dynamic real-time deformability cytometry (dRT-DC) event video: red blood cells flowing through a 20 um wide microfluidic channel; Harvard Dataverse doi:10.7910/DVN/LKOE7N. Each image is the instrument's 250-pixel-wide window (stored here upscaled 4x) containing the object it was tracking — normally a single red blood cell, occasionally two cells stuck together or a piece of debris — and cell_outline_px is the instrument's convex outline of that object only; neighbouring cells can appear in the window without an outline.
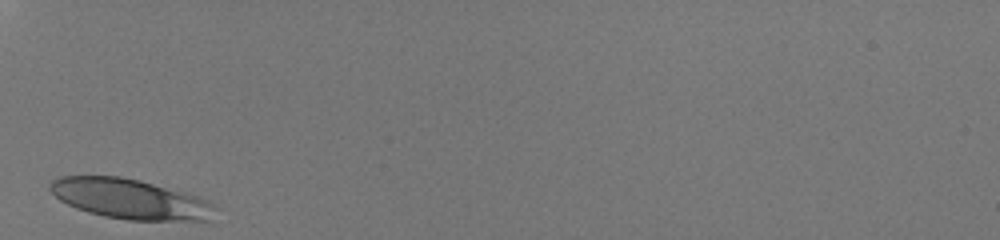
{"species": "human", "species_latin": "Homo sapiens", "temperature_condition": "room temperature", "stored_images_in_passage": 25, "camera_frame_rate_fps": 3000, "um_per_image_px": 0.085, "donor": {"sex": "male"}, "frame": {"image": 1, "passage_image": 1, "time_ms": 0.0, "image_size_px": [1000, 240], "cell_outline_px": [[220, 208], [212, 220], [128, 220], [104, 216], [88, 212], [76, 208], [60, 200], [48, 188], [48, 184], [52, 180], [60, 176], [120, 176], [140, 180], [196, 196], [208, 200]], "centroid_in_image_um": [11.08, 16.92], "position_along_channel_um": 73.9, "area_um2": 38.55}}
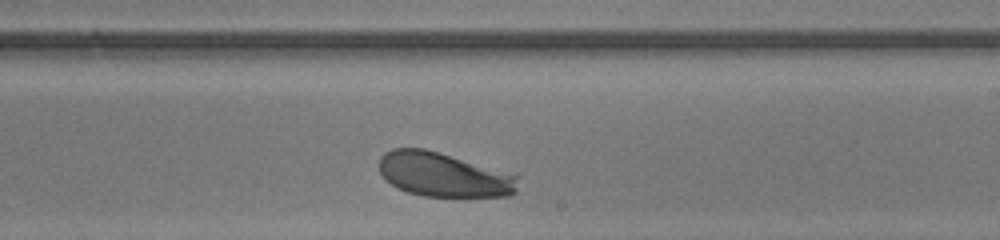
{"frame": {"image": 2, "passage_image": 15, "time_ms": 4.667, "image_size_px": [1000, 240], "cell_outline_px": [[516, 192], [512, 196], [424, 196], [408, 192], [396, 188], [380, 172], [380, 156], [384, 152], [392, 148], [424, 148], [516, 176]], "centroid_in_image_um": [37.62, 14.86], "position_along_channel_um": 251.4, "area_um2": 34.91}}
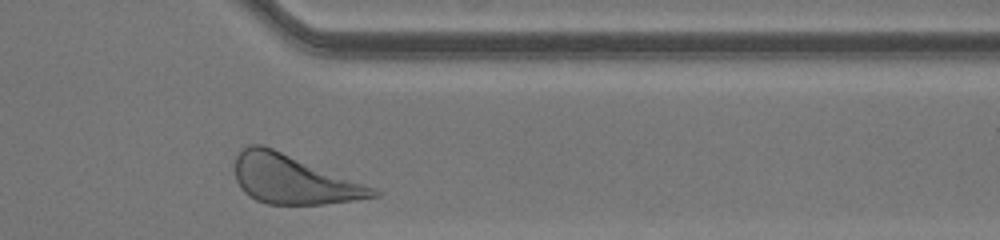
{"frame": {"image": 3, "passage_image": 25, "time_ms": 8.0, "image_size_px": [1000, 240], "cell_outline_px": [[380, 196], [324, 204], [268, 204], [256, 200], [248, 196], [240, 188], [236, 180], [236, 156], [248, 144], [264, 144], [372, 188], [380, 192]], "centroid_in_image_um": [24.86, 15.25], "position_along_channel_um": 386.5, "area_um2": 38.67}, "authors_computed_cell_mechanics": {"area_um2": 36.7608, "velocity_mm_per_s": 4.0275, "shape_relaxation_time_tau1_ms": 1.1157, "shape_relaxation_time_tau2_ms": null, "deformation_change_tau1": 0.08, "deformation_change_tau2": null}}